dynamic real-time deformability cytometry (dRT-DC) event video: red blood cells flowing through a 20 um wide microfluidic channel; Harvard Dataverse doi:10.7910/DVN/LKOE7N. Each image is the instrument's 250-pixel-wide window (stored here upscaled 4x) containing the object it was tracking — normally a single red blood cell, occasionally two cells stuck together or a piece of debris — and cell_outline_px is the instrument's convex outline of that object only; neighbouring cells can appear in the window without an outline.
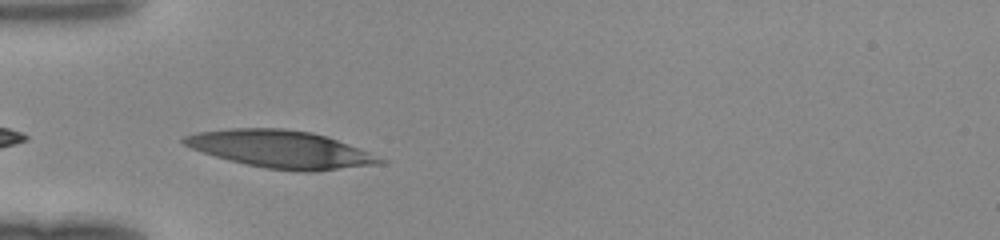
{"species": "human", "species_latin": "Homo sapiens", "temperature_condition": "room temperature", "stored_images_in_passage": 27, "camera_frame_rate_fps": 3000, "um_per_image_px": 0.085, "donor": {"sex": "female"}, "frame": {"image": 1, "passage_image": 1, "time_ms": 0.0, "image_size_px": [1000, 240], "cell_outline_px": [[388, 160], [384, 164], [312, 172], [304, 172], [264, 168], [216, 156], [192, 148], [184, 144], [180, 140], [184, 136], [196, 132], [228, 128], [284, 128], [312, 132], [328, 136]], "centroid_in_image_um": [23.91, 12.68], "position_along_channel_um": 61.1, "area_um2": 42.83}}
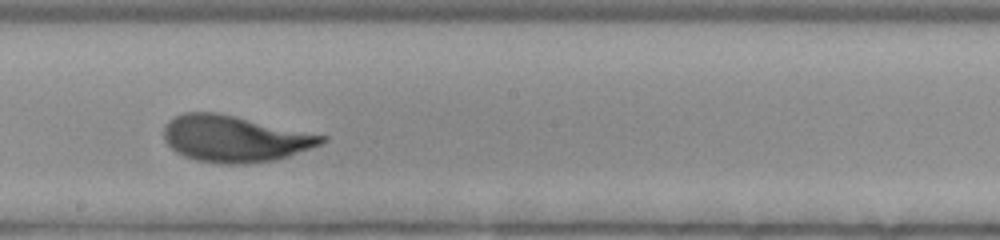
{"frame": {"image": 2, "passage_image": 13, "time_ms": 4.0, "image_size_px": [1000, 240], "cell_outline_px": [[328, 140], [320, 144], [288, 156], [276, 160], [244, 164], [220, 164], [196, 160], [184, 156], [176, 152], [164, 140], [164, 124], [168, 120], [184, 112], [216, 112], [328, 136]], "centroid_in_image_um": [19.92, 11.79], "position_along_channel_um": 228.3, "area_um2": 42.66}}
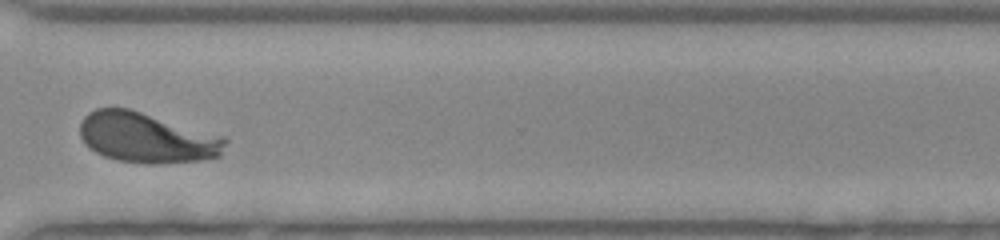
{"frame": {"image": 3, "passage_image": 22, "time_ms": 7.0, "image_size_px": [1000, 240], "cell_outline_px": [[228, 140], [220, 156], [200, 160], [156, 164], [148, 164], [116, 160], [104, 156], [88, 148], [84, 144], [80, 136], [80, 124], [84, 116], [88, 112], [96, 108], [128, 108], [224, 136]], "centroid_in_image_um": [12.45, 11.71], "position_along_channel_um": 358.1, "area_um2": 42.66}}